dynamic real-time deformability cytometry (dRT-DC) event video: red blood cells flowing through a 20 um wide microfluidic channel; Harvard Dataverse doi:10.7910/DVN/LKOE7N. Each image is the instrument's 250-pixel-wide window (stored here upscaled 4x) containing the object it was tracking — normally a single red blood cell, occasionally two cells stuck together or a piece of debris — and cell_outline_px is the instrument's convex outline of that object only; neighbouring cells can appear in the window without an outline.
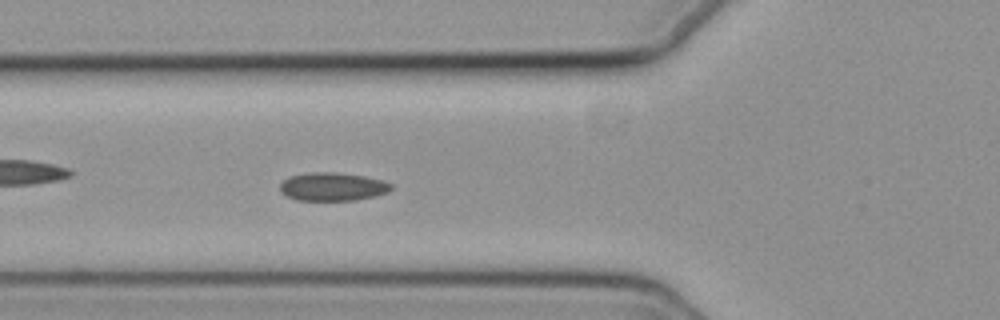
{"species": "common noctule bat (a hibernating species)", "species_latin": "Nyctalus noctula", "temperature_condition": "cold", "stored_images_in_passage": 57, "camera_frame_rate_fps": 3000, "um_per_image_px": 0.085, "animal": {"sex": "female", "body_mass_g": 19.3, "forearm_length_mm": 54.1}, "frame": {"image": 1, "passage_image": 20, "time_ms": 6.333, "image_size_px": [1000, 320], "cell_outline_px": [[392, 188], [388, 192], [376, 196], [356, 200], [296, 200], [284, 196], [280, 192], [280, 184], [288, 176], [312, 172], [336, 172], [364, 176], [380, 180], [392, 184]], "centroid_in_image_um": [28.24, 15.87], "position_along_channel_um": 97.6, "area_um2": 18.44}}
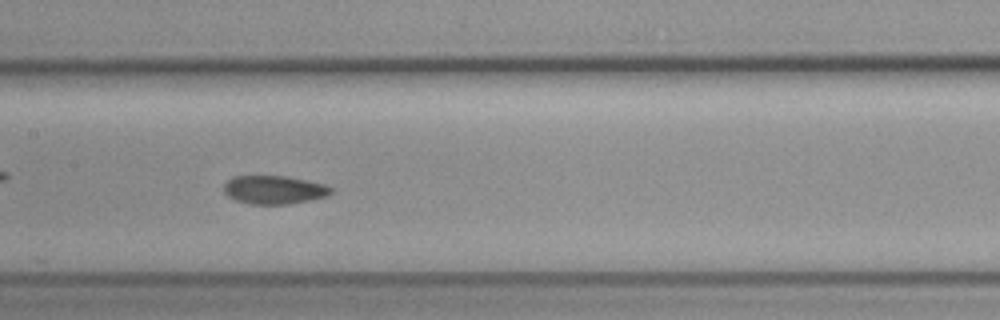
{"frame": {"image": 2, "passage_image": 27, "time_ms": 8.667, "image_size_px": [1000, 320], "cell_outline_px": [[332, 192], [328, 196], [312, 200], [288, 204], [252, 204], [236, 200], [228, 196], [224, 192], [224, 184], [232, 176], [284, 176], [308, 180], [324, 184], [332, 188]], "centroid_in_image_um": [23.32, 16.13], "position_along_channel_um": 184.1, "area_um2": 17.8}}
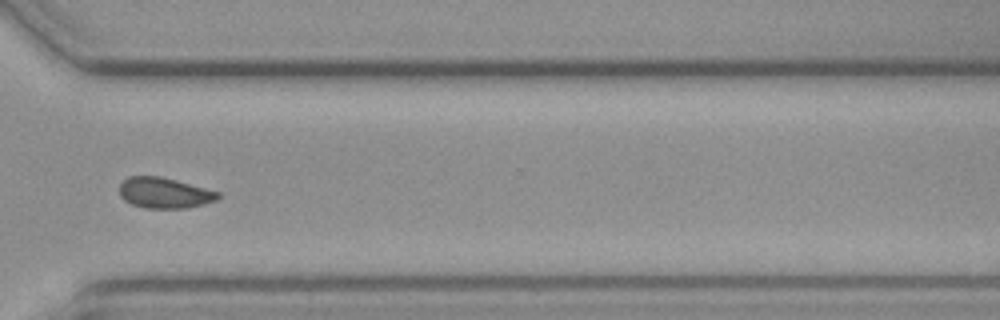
{"frame": {"image": 3, "passage_image": 41, "time_ms": 13.333, "image_size_px": [1000, 320], "cell_outline_px": [[220, 196], [216, 200], [204, 204], [184, 208], [144, 208], [132, 204], [124, 200], [120, 196], [120, 184], [128, 176], [160, 176], [176, 180], [220, 192]], "centroid_in_image_um": [13.96, 16.39], "position_along_channel_um": 356.6, "area_um2": 17.57}, "authors_computed_cell_mechanics": {"area_um2": 18.0336, "velocity_mm_per_s": 3.6883, "shape_relaxation_time_tau1_ms": null, "shape_relaxation_time_tau2_ms": 3.0839, "deformation_change_tau1": null, "deformation_change_tau2": 0.0802}}